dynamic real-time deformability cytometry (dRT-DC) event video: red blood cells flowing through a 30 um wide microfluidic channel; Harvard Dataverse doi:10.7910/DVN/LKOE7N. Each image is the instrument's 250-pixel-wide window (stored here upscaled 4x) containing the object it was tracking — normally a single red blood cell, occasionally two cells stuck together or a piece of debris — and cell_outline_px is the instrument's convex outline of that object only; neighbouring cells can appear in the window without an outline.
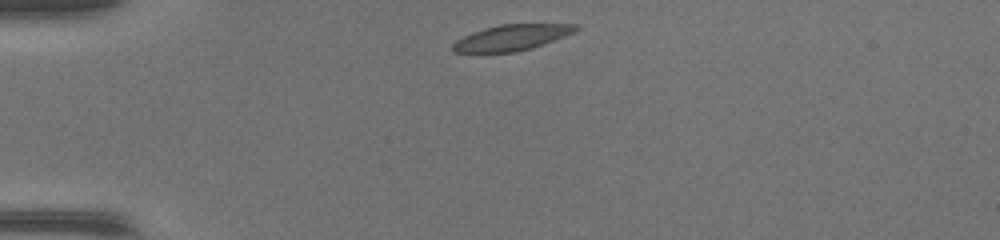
{"species": "common noctule bat (a hibernating species)", "species_latin": "Nyctalus noctula", "temperature_condition": "warm", "stored_images_in_passage": 36, "camera_frame_rate_fps": 3000, "um_per_image_px": 0.085, "animal": {"sex": "female", "body_mass_g": 17.0, "forearm_length_mm": 48.0}, "frame": {"image": 1, "passage_image": 1, "time_ms": 0.0, "image_size_px": [1000, 240], "cell_outline_px": [[580, 28], [576, 32], [532, 48], [516, 52], [452, 52], [452, 44], [456, 40], [472, 32], [484, 28], [500, 24], [580, 24]], "centroid_in_image_um": [43.52, 3.18], "position_along_channel_um": 41.5, "area_um2": 18.55}}
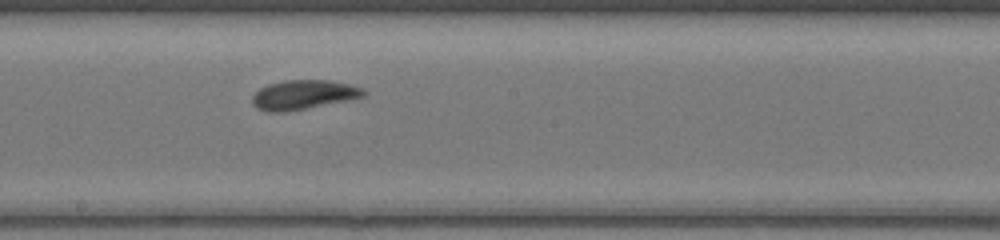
{"frame": {"image": 2, "passage_image": 16, "time_ms": 5.0, "image_size_px": [1000, 240], "cell_outline_px": [[368, 92], [364, 96], [352, 100], [284, 112], [268, 112], [256, 108], [252, 104], [252, 96], [260, 88], [268, 84], [284, 80], [332, 80], [364, 88]], "centroid_in_image_um": [25.82, 8.05], "position_along_channel_um": 222.4, "area_um2": 19.31}}
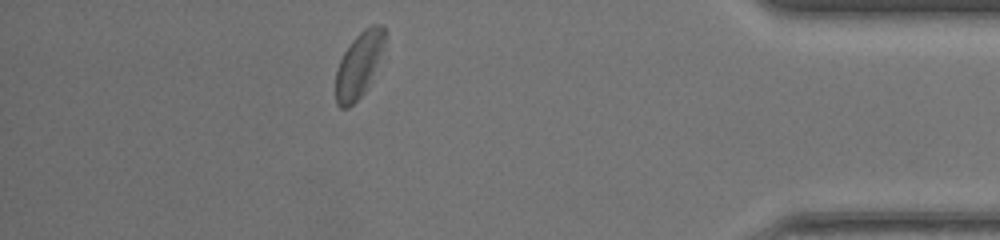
{"frame": {"image": 3, "passage_image": 31, "time_ms": 10.0, "image_size_px": [1000, 240], "cell_outline_px": [[388, 32], [364, 92], [348, 108], [340, 108], [336, 104], [336, 72], [340, 60], [344, 52], [352, 40], [364, 28], [372, 24], [380, 24]], "centroid_in_image_um": [30.47, 5.48], "position_along_channel_um": 404.7, "area_um2": 17.98}}